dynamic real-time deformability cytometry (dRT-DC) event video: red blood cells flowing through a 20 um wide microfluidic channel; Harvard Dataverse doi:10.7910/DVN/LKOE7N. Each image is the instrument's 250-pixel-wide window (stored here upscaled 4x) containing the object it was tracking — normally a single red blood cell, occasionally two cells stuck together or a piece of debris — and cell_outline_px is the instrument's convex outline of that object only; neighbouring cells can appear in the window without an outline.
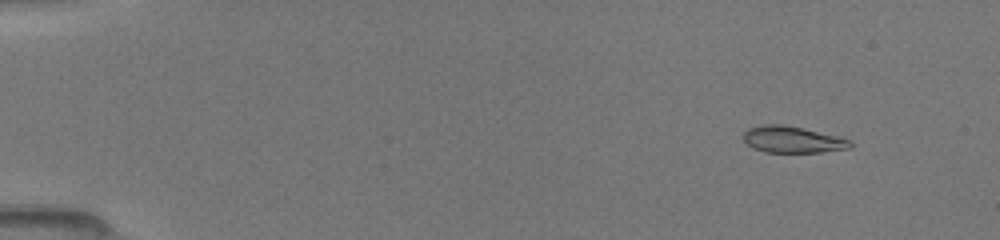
{"species": "common noctule bat (a hibernating species)", "species_latin": "Nyctalus noctula", "temperature_condition": "room temperature", "stored_images_in_passage": 9, "camera_frame_rate_fps": 3000, "um_per_image_px": 0.085, "animal": {"sex": "female", "body_mass_g": 19.5, "forearm_length_mm": 54.1}, "frame": {"image": 1, "passage_image": 3, "time_ms": 1.333, "image_size_px": [1000, 240], "cell_outline_px": [[852, 148], [820, 152], [764, 152], [752, 148], [740, 136], [748, 128], [764, 124], [780, 124], [840, 136], [852, 140]], "centroid_in_image_um": [67.36, 11.87], "position_along_channel_um": 17.6, "area_um2": 16.65}}
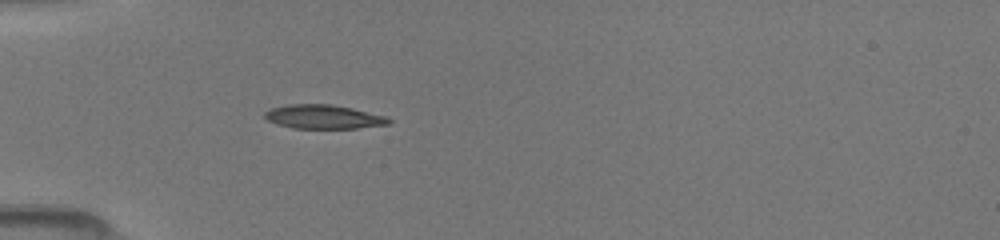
{"frame": {"image": 2, "passage_image": 9, "time_ms": 5.0, "image_size_px": [1000, 240], "cell_outline_px": [[392, 124], [356, 128], [292, 128], [268, 120], [264, 116], [264, 112], [272, 108], [288, 104], [332, 104], [352, 108], [388, 116], [392, 120]], "centroid_in_image_um": [27.57, 9.92], "position_along_channel_um": 57.4, "area_um2": 17.34}}